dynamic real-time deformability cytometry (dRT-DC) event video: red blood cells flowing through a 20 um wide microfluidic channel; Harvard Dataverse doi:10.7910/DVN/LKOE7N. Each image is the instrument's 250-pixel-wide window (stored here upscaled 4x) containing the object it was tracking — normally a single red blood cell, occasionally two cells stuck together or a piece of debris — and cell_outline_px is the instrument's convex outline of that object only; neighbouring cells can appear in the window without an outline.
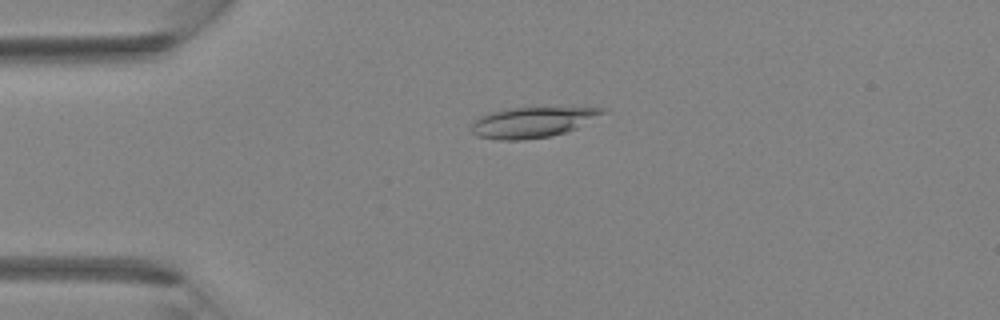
{"species": "Egyptian fruit bat (a non-hibernating species)", "species_latin": "Rousettus aegyptiacus", "temperature_condition": "room temperature", "stored_images_in_passage": 2, "camera_frame_rate_fps": 3000, "um_per_image_px": 0.085, "animal": {"sex": "female"}, "frame": {"image": 1, "passage_image": 1, "time_ms": 0.0, "image_size_px": [1000, 320], "cell_outline_px": [[608, 112], [576, 128], [552, 136], [524, 140], [496, 140], [476, 136], [472, 132], [472, 124], [480, 116], [492, 112], [508, 108], [608, 108]], "centroid_in_image_um": [45.25, 10.4], "position_along_channel_um": 39.7, "area_um2": 23.12}}